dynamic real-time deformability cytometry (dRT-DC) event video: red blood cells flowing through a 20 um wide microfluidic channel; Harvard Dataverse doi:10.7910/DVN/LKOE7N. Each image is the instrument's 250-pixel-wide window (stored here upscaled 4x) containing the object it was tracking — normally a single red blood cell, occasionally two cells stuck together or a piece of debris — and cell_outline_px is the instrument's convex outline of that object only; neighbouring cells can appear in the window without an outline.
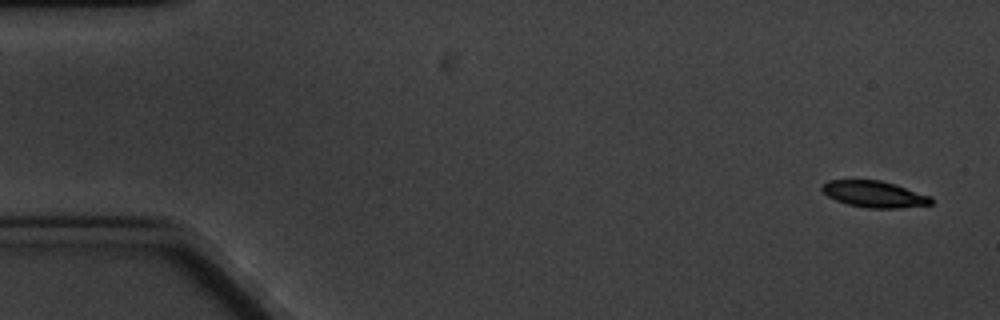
{"species": "common noctule bat (a hibernating species)", "species_latin": "Nyctalus noctula", "temperature_condition": "cold", "stored_images_in_passage": 6, "segment_of_instrument_passage": [1, 2], "camera_frame_rate_fps": 3000, "um_per_image_px": 0.085, "animal": {"sex": "male", "body_mass_g": 20.1, "forearm_length_mm": 53.5}, "frame": {"image": 1, "passage_image": 1, "time_ms": 0.0, "image_size_px": [1000, 320], "cell_outline_px": [[932, 204], [900, 208], [868, 208], [848, 204], [836, 200], [828, 196], [820, 188], [820, 184], [828, 180], [880, 180], [896, 184], [932, 196]], "centroid_in_image_um": [74.32, 16.49], "position_along_channel_um": 10.7, "area_um2": 16.94}}